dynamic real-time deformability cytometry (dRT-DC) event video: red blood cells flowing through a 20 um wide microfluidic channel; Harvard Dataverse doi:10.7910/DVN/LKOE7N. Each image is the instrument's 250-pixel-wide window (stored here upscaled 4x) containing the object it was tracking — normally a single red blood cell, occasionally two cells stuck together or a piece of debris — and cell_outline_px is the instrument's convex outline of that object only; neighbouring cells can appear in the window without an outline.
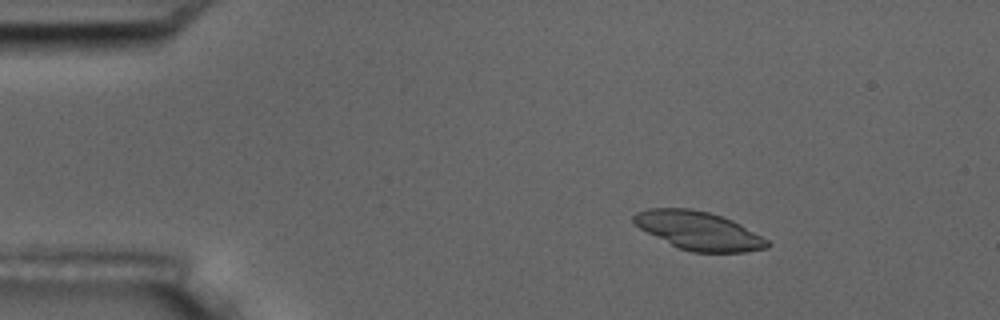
{"species": "common noctule bat (a hibernating species)", "species_latin": "Nyctalus noctula", "temperature_condition": "room temperature", "stored_images_in_passage": 6, "camera_frame_rate_fps": 3000, "um_per_image_px": 0.085, "animal": {"sex": "male", "body_mass_g": 17.5, "forearm_length_mm": 52.3}, "frame": {"image": 1, "passage_image": 3, "time_ms": 2.333, "image_size_px": [1000, 320], "cell_outline_px": [[772, 244], [768, 248], [744, 252], [692, 252], [680, 248], [632, 224], [632, 216], [636, 212], [648, 208], [692, 208], [708, 212], [732, 220], [740, 224], [768, 240]], "centroid_in_image_um": [59.38, 19.6], "position_along_channel_um": 25.6, "area_um2": 29.65}}